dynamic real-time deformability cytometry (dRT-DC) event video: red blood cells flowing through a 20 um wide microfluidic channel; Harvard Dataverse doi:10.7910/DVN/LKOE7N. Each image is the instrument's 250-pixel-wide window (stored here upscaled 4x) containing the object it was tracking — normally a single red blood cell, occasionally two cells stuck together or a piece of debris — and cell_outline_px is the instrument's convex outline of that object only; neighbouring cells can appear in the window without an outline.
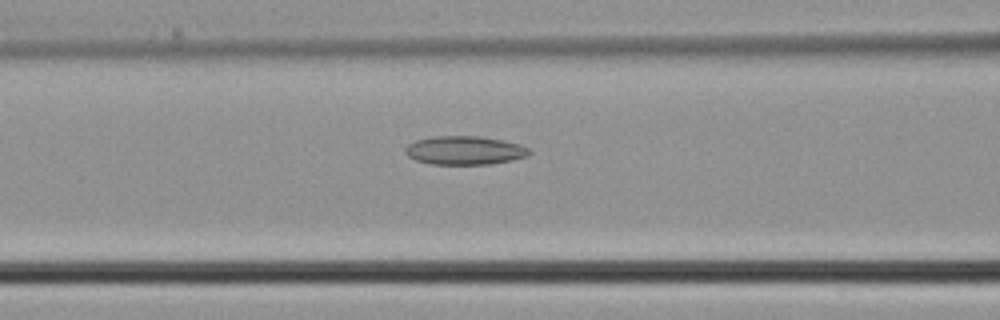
{"species": "common noctule bat (a hibernating species)", "species_latin": "Nyctalus noctula", "temperature_condition": "cold", "stored_images_in_passage": 6, "segment_of_instrument_passage": [1, 2], "camera_frame_rate_fps": 3000, "um_per_image_px": 0.085, "animal": {"sex": "male", "body_mass_g": 21.5, "forearm_length_mm": 52.0}, "frame": {"image": 1, "passage_image": 4, "time_ms": 1.0, "image_size_px": [1000, 320], "cell_outline_px": [[532, 152], [528, 156], [512, 160], [488, 164], [432, 164], [416, 160], [408, 156], [404, 152], [404, 148], [408, 144], [416, 140], [432, 136], [480, 136], [504, 140], [520, 144], [528, 148]], "centroid_in_image_um": [39.5, 12.77], "position_along_channel_um": 127.1, "area_um2": 20.81}}